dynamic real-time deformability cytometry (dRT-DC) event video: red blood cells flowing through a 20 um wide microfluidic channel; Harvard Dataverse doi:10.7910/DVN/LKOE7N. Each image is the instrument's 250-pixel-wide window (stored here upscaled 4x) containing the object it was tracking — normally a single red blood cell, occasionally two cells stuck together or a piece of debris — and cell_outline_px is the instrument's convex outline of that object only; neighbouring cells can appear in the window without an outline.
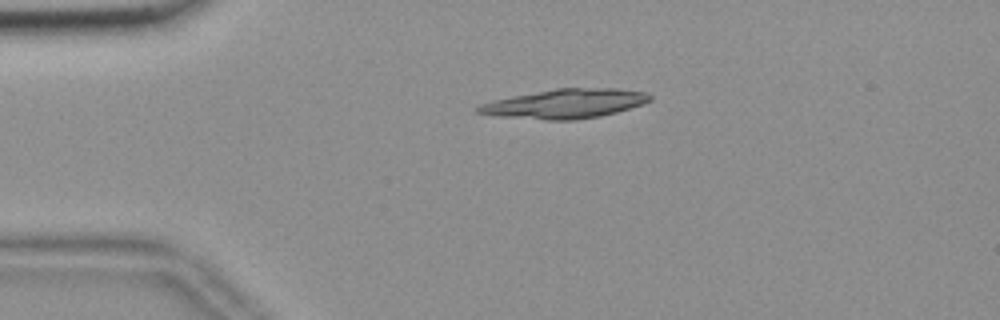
{"species": "common noctule bat (a hibernating species)", "species_latin": "Nyctalus noctula", "temperature_condition": "room temperature", "stored_images_in_passage": 36, "camera_frame_rate_fps": 3000, "um_per_image_px": 0.085, "animal": {"sex": "female", "body_mass_g": 18.4}, "frame": {"image": 1, "passage_image": 1, "time_ms": 0.0, "image_size_px": [1000, 320], "cell_outline_px": [[652, 100], [644, 104], [616, 112], [600, 116], [576, 120], [544, 120], [496, 116], [476, 112], [476, 108], [480, 104], [492, 100], [512, 96], [556, 88], [616, 88], [644, 92], [652, 96]], "centroid_in_image_um": [48.03, 8.81], "position_along_channel_um": 37.0, "area_um2": 29.42}}